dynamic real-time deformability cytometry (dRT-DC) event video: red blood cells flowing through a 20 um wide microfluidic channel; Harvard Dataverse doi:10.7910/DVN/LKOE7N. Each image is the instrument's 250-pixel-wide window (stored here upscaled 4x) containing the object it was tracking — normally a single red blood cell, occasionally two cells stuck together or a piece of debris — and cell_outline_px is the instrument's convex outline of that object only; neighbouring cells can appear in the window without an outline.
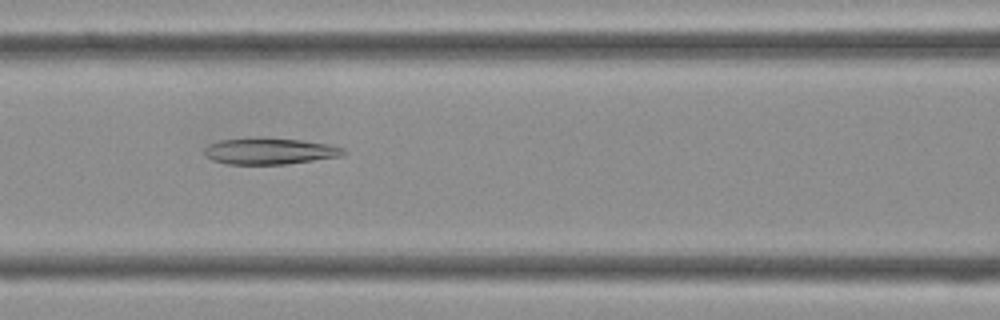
{"species": "Egyptian fruit bat (a non-hibernating species)", "species_latin": "Rousettus aegyptiacus", "temperature_condition": "cold", "stored_images_in_passage": 38, "camera_frame_rate_fps": 3000, "um_per_image_px": 0.085, "frame": {"image": 1, "passage_image": 14, "time_ms": 4.333, "image_size_px": [1000, 320], "cell_outline_px": [[348, 152], [340, 156], [284, 164], [228, 164], [212, 160], [204, 156], [204, 148], [208, 144], [220, 140], [256, 136], [264, 136], [300, 140], [328, 144], [344, 148]], "centroid_in_image_um": [22.86, 12.82], "position_along_channel_um": 143.7, "area_um2": 21.73}}
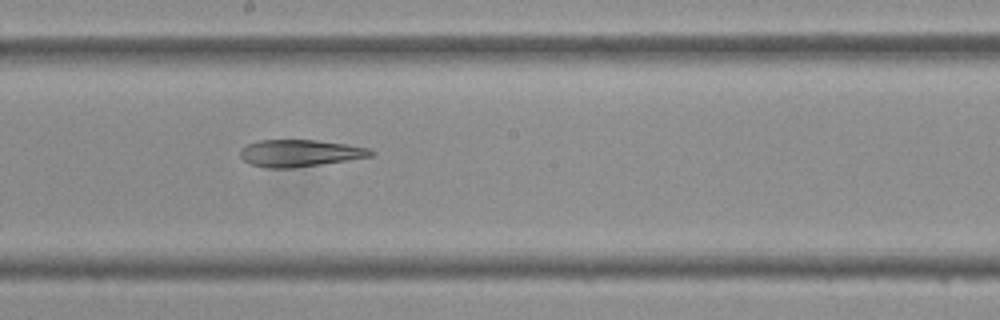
{"frame": {"image": 2, "passage_image": 19, "time_ms": 6.0, "image_size_px": [1000, 320], "cell_outline_px": [[376, 152], [372, 156], [320, 164], [292, 168], [268, 168], [252, 164], [244, 160], [240, 156], [240, 148], [248, 144], [260, 140], [316, 140], [344, 144], [368, 148]], "centroid_in_image_um": [25.47, 13.01], "position_along_channel_um": 222.7, "area_um2": 20.29}}
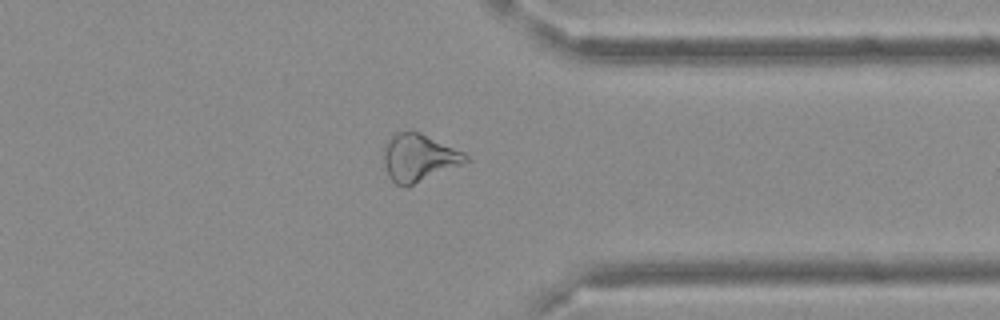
{"frame": {"image": 3, "passage_image": 29, "time_ms": 9.333, "image_size_px": [1000, 320], "cell_outline_px": [[472, 160], [408, 188], [396, 184], [388, 176], [384, 164], [384, 148], [388, 140], [396, 132], [420, 132], [464, 152]], "centroid_in_image_um": [35.62, 13.44], "position_along_channel_um": 375.8, "area_um2": 22.83}}